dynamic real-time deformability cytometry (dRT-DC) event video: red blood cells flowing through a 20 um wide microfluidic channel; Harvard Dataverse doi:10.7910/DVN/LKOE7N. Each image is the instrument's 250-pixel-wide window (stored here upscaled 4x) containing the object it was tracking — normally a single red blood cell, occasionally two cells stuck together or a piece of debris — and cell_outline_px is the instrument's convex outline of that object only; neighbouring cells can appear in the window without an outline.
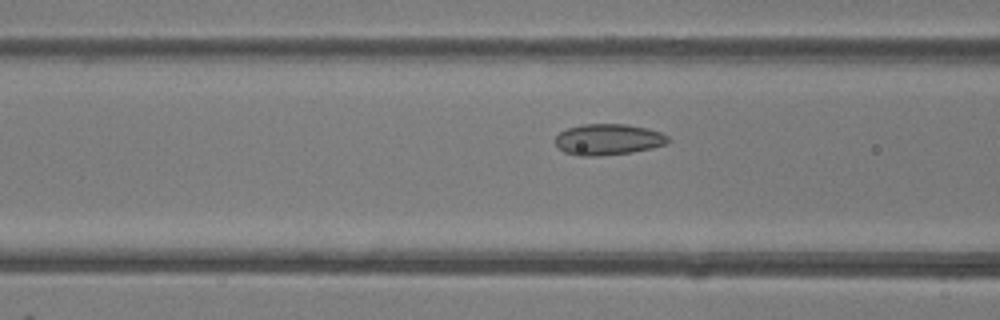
{"species": "common noctule bat (a hibernating species)", "species_latin": "Nyctalus noctula", "temperature_condition": "room temperature", "stored_images_in_passage": 18, "camera_frame_rate_fps": 3000, "um_per_image_px": 0.085, "animal": {"sex": "female"}, "frame": {"image": 1, "passage_image": 16, "time_ms": 5.0, "image_size_px": [1000, 320], "cell_outline_px": [[668, 144], [652, 148], [632, 152], [600, 156], [576, 156], [564, 152], [556, 144], [556, 136], [560, 132], [568, 128], [580, 124], [624, 124], [648, 128], [660, 132], [668, 136]], "centroid_in_image_um": [51.7, 11.86], "position_along_channel_um": 114.9, "area_um2": 20.52}}